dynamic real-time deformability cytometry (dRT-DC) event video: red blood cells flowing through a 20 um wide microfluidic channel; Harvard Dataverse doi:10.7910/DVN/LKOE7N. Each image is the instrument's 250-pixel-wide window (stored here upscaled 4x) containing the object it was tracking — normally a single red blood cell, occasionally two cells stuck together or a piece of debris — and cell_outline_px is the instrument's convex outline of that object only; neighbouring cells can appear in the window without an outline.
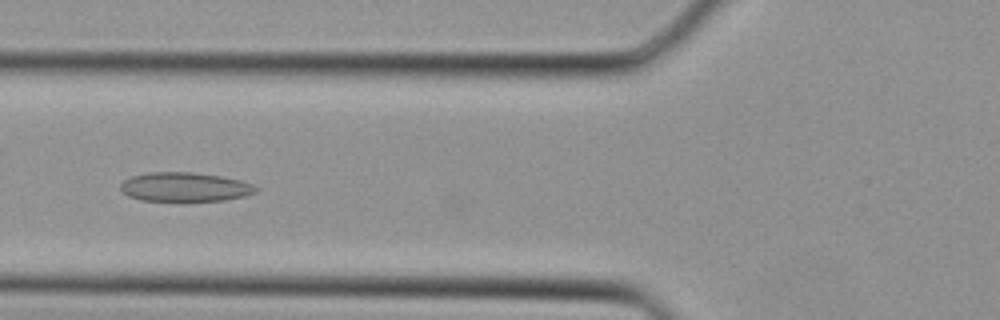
{"species": "Egyptian fruit bat (a non-hibernating species)", "species_latin": "Rousettus aegyptiacus", "temperature_condition": "cold", "stored_images_in_passage": 26, "segment_of_instrument_passage": [1, 2], "camera_frame_rate_fps": 3000, "um_per_image_px": 0.085, "animal": {"sex": "female"}, "frame": {"image": 1, "passage_image": 3, "time_ms": 0.667, "image_size_px": [1000, 320], "cell_outline_px": [[260, 188], [256, 192], [244, 196], [224, 200], [176, 204], [140, 200], [128, 196], [120, 188], [120, 184], [124, 180], [132, 176], [148, 172], [192, 172], [220, 176], [240, 180], [252, 184]], "centroid_in_image_um": [15.69, 15.94], "position_along_channel_um": 110.1, "area_um2": 23.99}}
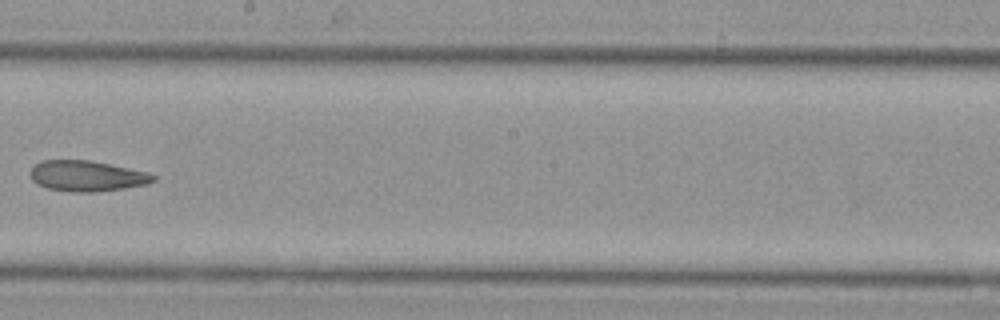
{"frame": {"image": 2, "passage_image": 10, "time_ms": 3.0, "image_size_px": [1000, 320], "cell_outline_px": [[156, 180], [148, 184], [124, 188], [92, 192], [72, 192], [48, 188], [36, 184], [32, 180], [32, 168], [36, 164], [44, 160], [88, 160], [128, 168], [144, 172], [156, 176]], "centroid_in_image_um": [7.38, 14.97], "position_along_channel_um": 240.8, "area_um2": 21.62}}
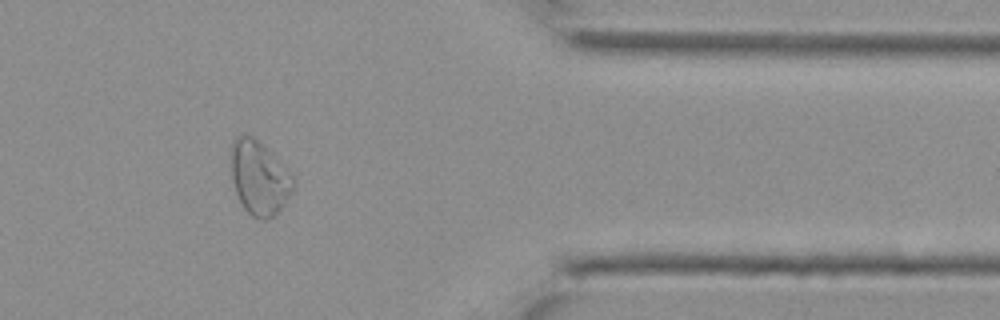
{"frame": {"image": 3, "passage_image": 19, "time_ms": 6.0, "image_size_px": [1000, 320], "cell_outline_px": [[296, 184], [284, 204], [272, 216], [264, 220], [260, 220], [252, 216], [244, 208], [236, 192], [232, 180], [228, 152], [232, 140], [236, 136], [252, 136], [272, 152], [292, 172], [296, 180]], "centroid_in_image_um": [22.02, 15.07], "position_along_channel_um": 389.4, "area_um2": 27.34}}